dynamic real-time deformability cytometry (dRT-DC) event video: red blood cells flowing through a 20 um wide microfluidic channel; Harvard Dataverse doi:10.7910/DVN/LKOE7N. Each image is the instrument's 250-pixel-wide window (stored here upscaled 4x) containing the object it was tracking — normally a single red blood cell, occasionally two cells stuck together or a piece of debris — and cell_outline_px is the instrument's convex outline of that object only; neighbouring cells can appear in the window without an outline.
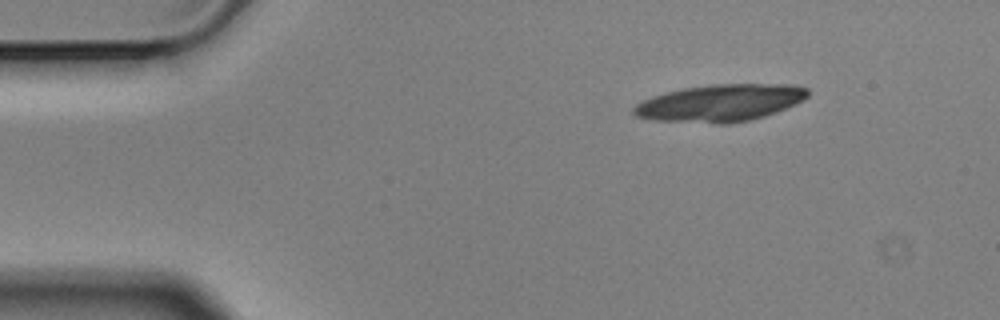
{"species": "Egyptian fruit bat (a non-hibernating species)", "species_latin": "Rousettus aegyptiacus", "temperature_condition": "cold", "stored_images_in_passage": 4, "camera_frame_rate_fps": 3000, "um_per_image_px": 0.085, "animal": {"sex": "male"}, "frame": {"image": 1, "passage_image": 1, "time_ms": 0.0, "image_size_px": [1000, 320], "cell_outline_px": [[808, 96], [804, 100], [796, 104], [776, 112], [764, 116], [748, 120], [728, 124], [716, 124], [648, 120], [636, 116], [632, 112], [632, 108], [636, 104], [652, 96], [664, 92], [684, 88], [712, 84], [792, 84], [808, 88]], "centroid_in_image_um": [61.2, 8.75], "position_along_channel_um": 23.8, "area_um2": 38.03}}